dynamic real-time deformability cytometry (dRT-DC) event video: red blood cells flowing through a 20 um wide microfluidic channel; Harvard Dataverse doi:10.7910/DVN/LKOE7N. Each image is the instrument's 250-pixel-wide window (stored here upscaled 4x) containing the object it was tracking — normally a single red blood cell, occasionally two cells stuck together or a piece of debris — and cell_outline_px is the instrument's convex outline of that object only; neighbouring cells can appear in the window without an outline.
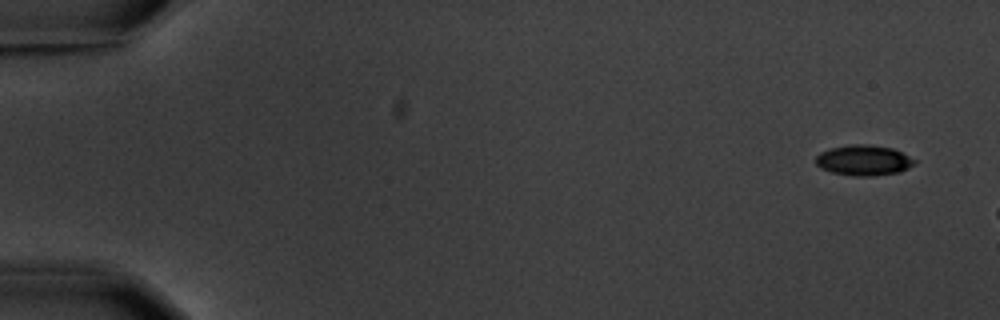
{"species": "common noctule bat (a hibernating species)", "species_latin": "Nyctalus noctula", "temperature_condition": "warm", "stored_images_in_passage": 2, "camera_frame_rate_fps": 3000, "um_per_image_px": 0.085, "animal": {"sex": "male", "body_mass_g": 20.1, "forearm_length_mm": 53.5}, "frame": {"image": 1, "passage_image": 1, "time_ms": 0.0, "image_size_px": [1000, 320], "cell_outline_px": [[916, 164], [900, 172], [872, 176], [856, 176], [832, 172], [820, 168], [816, 164], [816, 156], [820, 152], [832, 148], [848, 144], [868, 144], [892, 148], [916, 160]], "centroid_in_image_um": [73.41, 13.62], "position_along_channel_um": 11.6, "area_um2": 17.51}}